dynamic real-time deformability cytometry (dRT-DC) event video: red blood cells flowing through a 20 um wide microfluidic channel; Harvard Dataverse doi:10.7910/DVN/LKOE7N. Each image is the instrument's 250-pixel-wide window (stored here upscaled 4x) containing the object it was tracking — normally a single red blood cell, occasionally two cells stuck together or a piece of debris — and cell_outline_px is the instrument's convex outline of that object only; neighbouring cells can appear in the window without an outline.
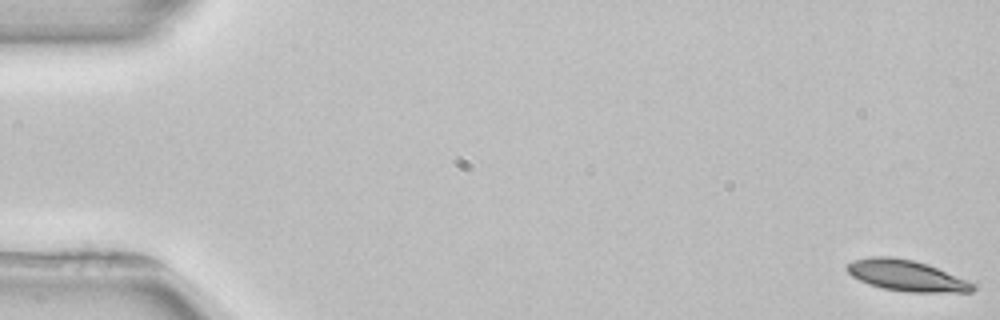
{"species": "common noctule bat (a hibernating species)", "species_latin": "Nyctalus noctula", "temperature_condition": "room temperature", "stored_images_in_passage": 54, "camera_frame_rate_fps": 3000, "um_per_image_px": 0.085, "animal": {"sex": "female", "body_mass_g": 22.7, "forearm_length_mm": 54.2}, "frame": {"image": 1, "passage_image": 1, "time_ms": 0.0, "image_size_px": [1000, 320], "cell_outline_px": [[976, 288], [972, 292], [908, 292], [884, 288], [868, 284], [852, 276], [844, 268], [852, 260], [868, 256], [892, 256], [912, 260], [928, 264], [968, 280], [976, 284]], "centroid_in_image_um": [77.05, 23.41], "position_along_channel_um": 7.9, "area_um2": 22.89}}
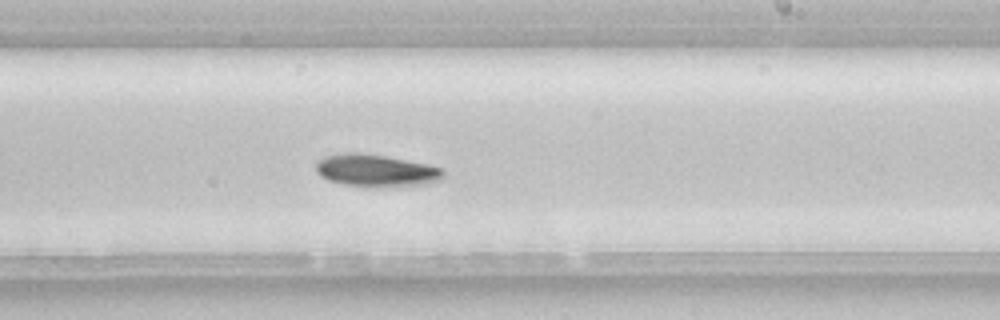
{"frame": {"image": 2, "passage_image": 32, "time_ms": 10.333, "image_size_px": [1000, 320], "cell_outline_px": [[444, 176], [440, 180], [428, 184], [344, 184], [328, 180], [320, 176], [316, 172], [316, 160], [324, 156], [344, 152], [356, 152], [384, 156], [428, 164], [440, 168], [444, 172]], "centroid_in_image_um": [31.9, 14.44], "position_along_channel_um": 257.1, "area_um2": 23.06}, "authors_computed_cell_mechanics": {"area_um2": 22.9177, "velocity_mm_per_s": 3.908, "shape_relaxation_time_tau1_ms": 3.4423, "shape_relaxation_time_tau2_ms": null, "deformation_change_tau1": 0.1067, "deformation_change_tau2": null}}